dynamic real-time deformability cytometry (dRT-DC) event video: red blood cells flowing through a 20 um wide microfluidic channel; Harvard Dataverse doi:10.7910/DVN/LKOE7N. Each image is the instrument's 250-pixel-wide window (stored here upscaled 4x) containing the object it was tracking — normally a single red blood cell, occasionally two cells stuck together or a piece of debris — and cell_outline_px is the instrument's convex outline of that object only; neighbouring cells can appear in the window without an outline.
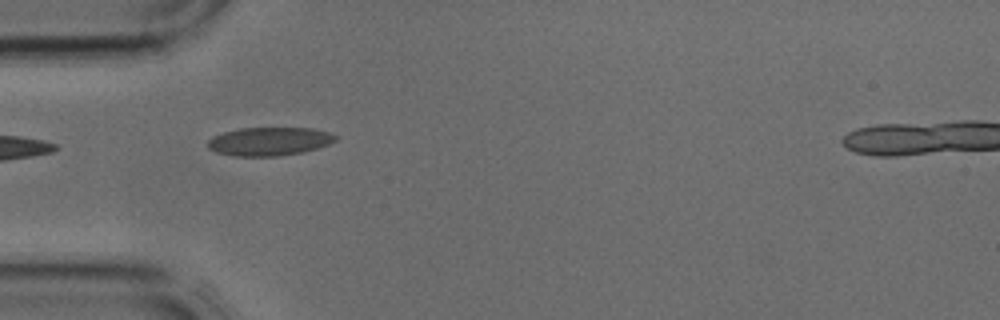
{"species": "common noctule bat (a hibernating species)", "species_latin": "Nyctalus noctula", "temperature_condition": "cold", "stored_images_in_passage": 1, "camera_frame_rate_fps": 3000, "um_per_image_px": 0.085, "animal": {"sex": "male", "body_mass_g": 17.9, "forearm_length_mm": 54.2}, "frame": {"image": 1, "passage_image": 1, "time_ms": 0.0, "image_size_px": [1000, 320], "cell_outline_px": [[340, 136], [336, 140], [328, 144], [316, 148], [300, 152], [280, 156], [236, 156], [216, 152], [208, 148], [208, 140], [212, 136], [224, 132], [240, 128], [312, 128], [328, 132]], "centroid_in_image_um": [22.89, 12.01], "position_along_channel_um": 62.1, "area_um2": 21.1}}